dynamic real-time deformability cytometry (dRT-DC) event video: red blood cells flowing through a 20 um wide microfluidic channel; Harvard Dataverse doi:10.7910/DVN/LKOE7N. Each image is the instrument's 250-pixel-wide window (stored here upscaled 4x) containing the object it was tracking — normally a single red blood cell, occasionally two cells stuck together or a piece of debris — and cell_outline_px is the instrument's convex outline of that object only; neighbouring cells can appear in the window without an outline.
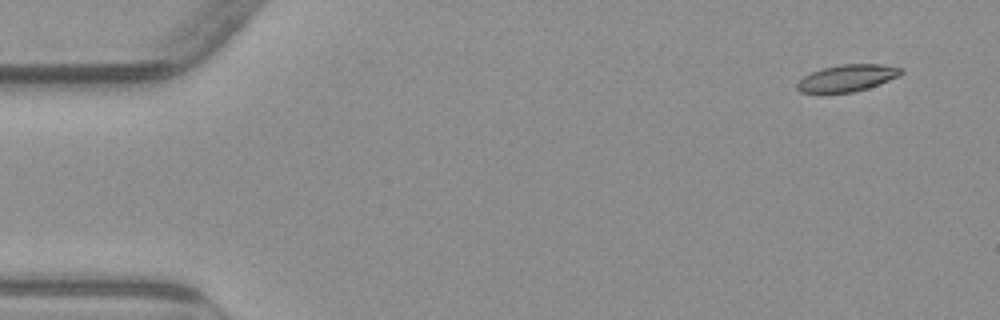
{"species": "common noctule bat (a hibernating species)", "species_latin": "Nyctalus noctula", "temperature_condition": "warm", "stored_images_in_passage": 7, "camera_frame_rate_fps": 3000, "um_per_image_px": 0.085, "animal": {"sex": "male", "body_mass_g": 23.1, "forearm_length_mm": 52.7}, "frame": {"image": 1, "passage_image": 1, "time_ms": 0.0, "image_size_px": [1000, 320], "cell_outline_px": [[904, 72], [900, 76], [880, 84], [868, 88], [852, 92], [800, 92], [796, 88], [796, 84], [804, 76], [812, 72], [824, 68], [840, 64], [884, 64], [904, 68]], "centroid_in_image_um": [72.08, 6.62], "position_along_channel_um": 12.9, "area_um2": 16.24}}
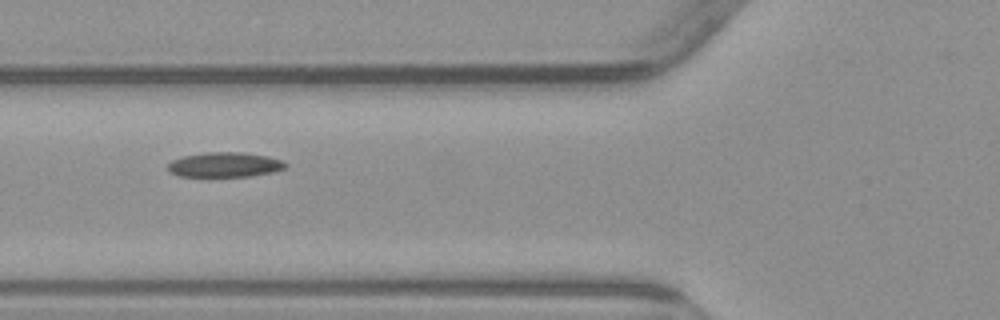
{"frame": {"image": 2, "passage_image": 6, "time_ms": 5.667, "image_size_px": [1000, 320], "cell_outline_px": [[288, 164], [284, 168], [272, 172], [248, 176], [180, 176], [172, 172], [168, 168], [168, 164], [172, 160], [184, 156], [208, 152], [244, 152], [268, 156], [284, 160]], "centroid_in_image_um": [19.15, 13.99], "position_along_channel_um": 106.6, "area_um2": 16.88}}
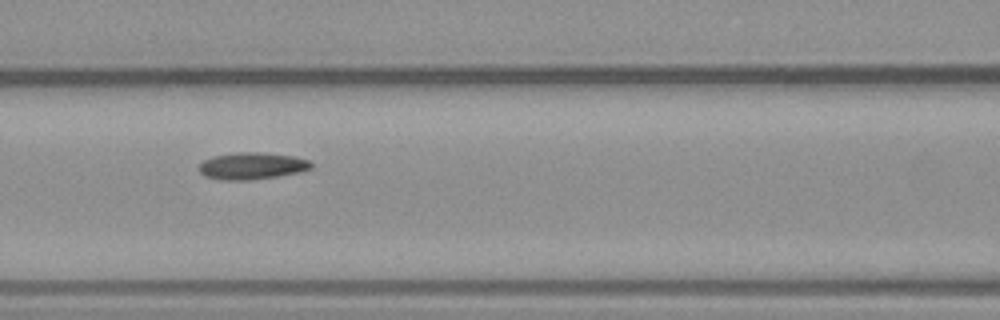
{"frame": {"image": 3, "passage_image": 7, "time_ms": 6.667, "image_size_px": [1000, 320], "cell_outline_px": [[312, 168], [300, 172], [276, 176], [248, 180], [220, 180], [204, 176], [200, 172], [200, 164], [204, 160], [212, 156], [236, 152], [256, 152], [296, 156], [308, 160], [312, 164]], "centroid_in_image_um": [21.41, 14.1], "position_along_channel_um": 145.2, "area_um2": 17.57}}